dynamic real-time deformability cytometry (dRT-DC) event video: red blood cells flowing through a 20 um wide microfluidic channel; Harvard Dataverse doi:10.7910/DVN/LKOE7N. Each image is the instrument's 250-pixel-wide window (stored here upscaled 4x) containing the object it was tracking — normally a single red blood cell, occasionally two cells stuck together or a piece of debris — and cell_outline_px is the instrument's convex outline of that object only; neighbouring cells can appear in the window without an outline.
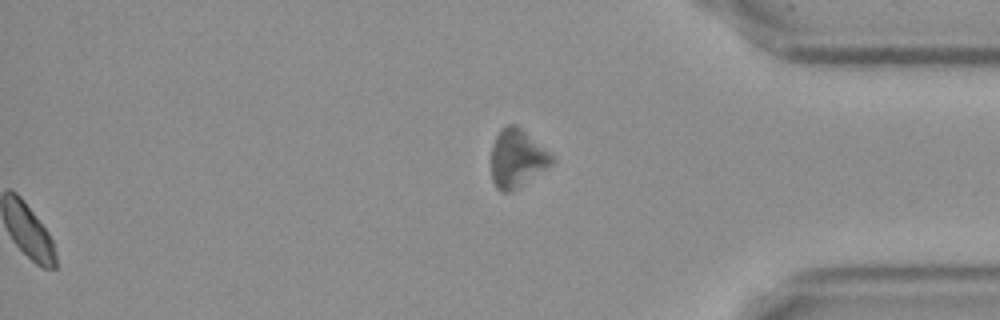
{"species": "Egyptian fruit bat (a non-hibernating species)", "species_latin": "Rousettus aegyptiacus", "temperature_condition": "cold", "stored_images_in_passage": 42, "segment_of_instrument_passage": [2, 2], "camera_frame_rate_fps": 3000, "um_per_image_px": 0.085, "frame": {"image": 1, "passage_image": 42, "time_ms": 13.667, "image_size_px": [1000, 320], "cell_outline_px": [[556, 160], [552, 164], [512, 192], [504, 192], [496, 188], [492, 180], [492, 144], [500, 128], [508, 124], [516, 124], [556, 156]], "centroid_in_image_um": [43.97, 13.44], "position_along_channel_um": 391.2, "area_um2": 20.75}}